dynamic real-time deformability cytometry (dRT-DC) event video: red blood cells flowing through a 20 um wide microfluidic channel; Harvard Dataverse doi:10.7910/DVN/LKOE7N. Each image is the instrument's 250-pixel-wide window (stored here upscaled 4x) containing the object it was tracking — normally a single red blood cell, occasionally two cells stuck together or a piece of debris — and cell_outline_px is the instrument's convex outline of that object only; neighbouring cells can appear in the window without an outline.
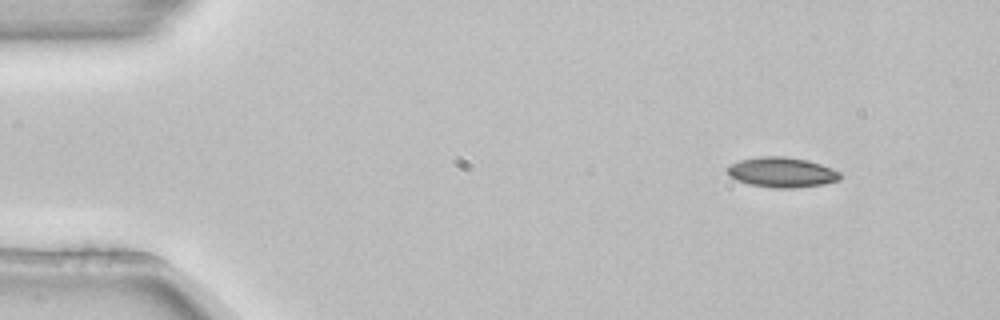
{"species": "common noctule bat (a hibernating species)", "species_latin": "Nyctalus noctula", "temperature_condition": "room temperature", "stored_images_in_passage": 4, "camera_frame_rate_fps": 3000, "um_per_image_px": 0.085, "animal": {"sex": "female", "body_mass_g": 22.7, "forearm_length_mm": 54.2}, "frame": {"image": 1, "passage_image": 1, "time_ms": 0.0, "image_size_px": [1000, 320], "cell_outline_px": [[840, 180], [824, 184], [792, 188], [776, 188], [748, 184], [736, 180], [728, 176], [724, 168], [728, 164], [740, 160], [760, 156], [784, 156], [808, 160], [820, 164], [840, 172]], "centroid_in_image_um": [66.38, 14.64], "position_along_channel_um": 18.6, "area_um2": 20.0}}
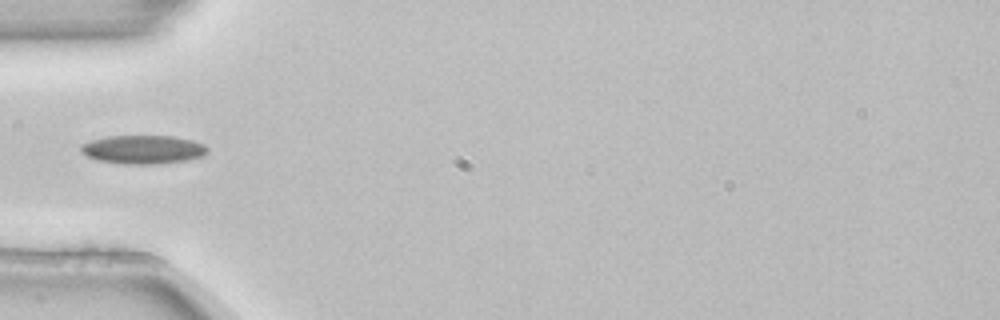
{"frame": {"image": 2, "passage_image": 4, "time_ms": 1.0, "image_size_px": [1000, 320], "cell_outline_px": [[208, 152], [204, 156], [188, 160], [156, 164], [124, 164], [96, 160], [80, 152], [80, 144], [92, 140], [108, 136], [172, 136], [192, 140], [204, 144], [208, 148]], "centroid_in_image_um": [12.17, 12.71], "position_along_channel_um": 72.8, "area_um2": 21.27}}